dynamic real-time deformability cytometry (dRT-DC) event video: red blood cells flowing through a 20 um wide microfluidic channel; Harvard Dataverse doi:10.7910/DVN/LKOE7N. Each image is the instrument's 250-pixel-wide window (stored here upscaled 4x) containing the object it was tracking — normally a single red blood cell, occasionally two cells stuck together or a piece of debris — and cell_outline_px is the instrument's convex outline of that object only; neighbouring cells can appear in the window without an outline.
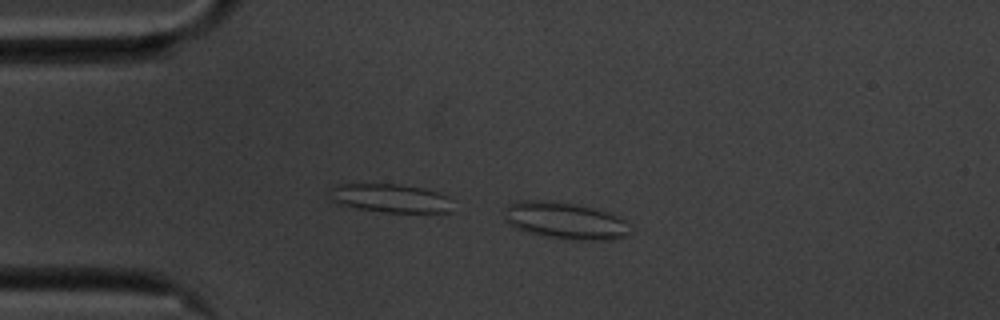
{"species": "common noctule bat (a hibernating species)", "species_latin": "Nyctalus noctula", "temperature_condition": "cold", "stored_images_in_passage": 24, "camera_frame_rate_fps": 3000, "um_per_image_px": 0.085, "animal": {"sex": "male", "body_mass_g": 20.1, "forearm_length_mm": 53.5}, "frame": {"image": 1, "passage_image": 1, "time_ms": 0.0, "image_size_px": [1000, 320], "cell_outline_px": [[632, 224], [628, 236], [612, 240], [572, 240], [528, 232], [516, 228], [508, 224], [504, 220], [504, 208], [508, 204], [520, 200], [560, 200], [608, 212]], "centroid_in_image_um": [48.04, 18.74], "position_along_channel_um": 37.0, "area_um2": 27.46}}
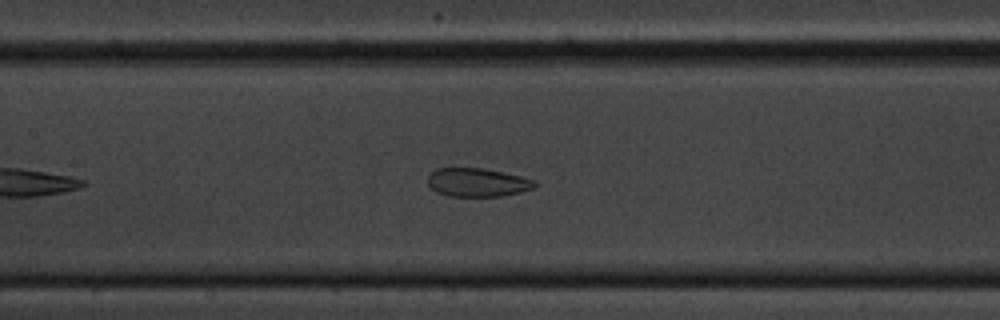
{"frame": {"image": 2, "passage_image": 15, "time_ms": 4.667, "image_size_px": [1000, 320], "cell_outline_px": [[540, 184], [532, 188], [520, 192], [500, 196], [448, 196], [436, 192], [428, 184], [428, 176], [436, 168], [484, 168], [520, 176], [536, 180]], "centroid_in_image_um": [40.59, 15.5], "position_along_channel_um": 166.8, "area_um2": 17.8}}
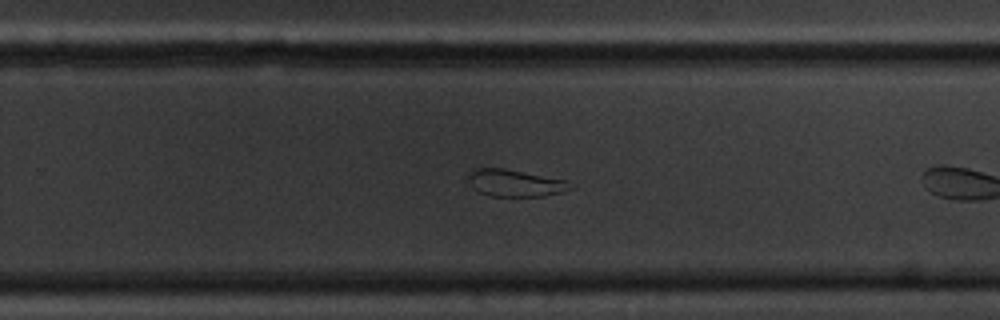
{"frame": {"image": 3, "passage_image": 22, "time_ms": 7.0, "image_size_px": [1000, 320], "cell_outline_px": [[572, 188], [560, 192], [544, 196], [492, 196], [480, 192], [472, 184], [468, 176], [472, 168], [504, 168], [568, 180]], "centroid_in_image_um": [43.81, 15.54], "position_along_channel_um": 286.0, "area_um2": 15.84}}